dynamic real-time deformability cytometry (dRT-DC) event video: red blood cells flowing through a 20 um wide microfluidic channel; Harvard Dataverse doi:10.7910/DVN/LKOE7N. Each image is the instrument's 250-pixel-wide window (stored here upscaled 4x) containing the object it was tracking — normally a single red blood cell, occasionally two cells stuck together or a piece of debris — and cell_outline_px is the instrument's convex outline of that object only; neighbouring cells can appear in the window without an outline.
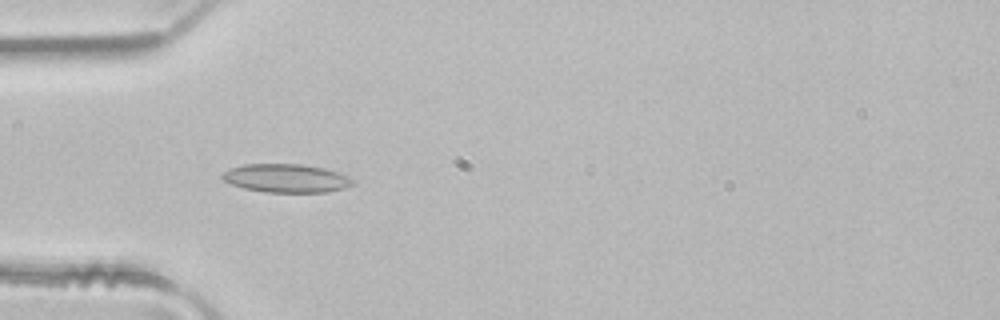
{"species": "common noctule bat (a hibernating species)", "species_latin": "Nyctalus noctula", "temperature_condition": "room temperature", "stored_images_in_passage": 4, "camera_frame_rate_fps": 3000, "um_per_image_px": 0.085, "animal": {"sex": "male", "body_mass_g": 21.5, "forearm_length_mm": 52.0}, "frame": {"image": 1, "passage_image": 4, "time_ms": 1.0, "image_size_px": [1000, 320], "cell_outline_px": [[356, 184], [344, 188], [324, 192], [264, 192], [244, 188], [232, 184], [224, 180], [220, 176], [224, 172], [232, 168], [244, 164], [300, 164], [324, 168], [348, 176], [356, 180]], "centroid_in_image_um": [24.36, 15.15], "position_along_channel_um": 60.6, "area_um2": 21.56}}